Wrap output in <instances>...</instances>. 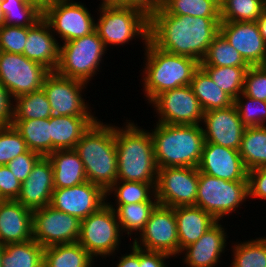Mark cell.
<instances>
[{"instance_id":"cell-1","label":"cell","mask_w":266,"mask_h":267,"mask_svg":"<svg viewBox=\"0 0 266 267\" xmlns=\"http://www.w3.org/2000/svg\"><path fill=\"white\" fill-rule=\"evenodd\" d=\"M220 23V17L166 14L160 8L149 18V40L163 51L200 63Z\"/></svg>"},{"instance_id":"cell-2","label":"cell","mask_w":266,"mask_h":267,"mask_svg":"<svg viewBox=\"0 0 266 267\" xmlns=\"http://www.w3.org/2000/svg\"><path fill=\"white\" fill-rule=\"evenodd\" d=\"M126 127L124 130L115 128L118 163L116 181L156 184L158 168L150 132L138 128L132 122Z\"/></svg>"},{"instance_id":"cell-3","label":"cell","mask_w":266,"mask_h":267,"mask_svg":"<svg viewBox=\"0 0 266 267\" xmlns=\"http://www.w3.org/2000/svg\"><path fill=\"white\" fill-rule=\"evenodd\" d=\"M74 150L82 160L86 178L107 191L117 180L118 163L115 126L95 121Z\"/></svg>"},{"instance_id":"cell-4","label":"cell","mask_w":266,"mask_h":267,"mask_svg":"<svg viewBox=\"0 0 266 267\" xmlns=\"http://www.w3.org/2000/svg\"><path fill=\"white\" fill-rule=\"evenodd\" d=\"M157 168H198L205 144L200 125L158 123L150 132Z\"/></svg>"},{"instance_id":"cell-5","label":"cell","mask_w":266,"mask_h":267,"mask_svg":"<svg viewBox=\"0 0 266 267\" xmlns=\"http://www.w3.org/2000/svg\"><path fill=\"white\" fill-rule=\"evenodd\" d=\"M145 44L147 62L143 81L149 103L164 91L190 85L200 67L197 60L163 51L150 40Z\"/></svg>"},{"instance_id":"cell-6","label":"cell","mask_w":266,"mask_h":267,"mask_svg":"<svg viewBox=\"0 0 266 267\" xmlns=\"http://www.w3.org/2000/svg\"><path fill=\"white\" fill-rule=\"evenodd\" d=\"M106 47L96 31L60 46V60L55 72L85 83L96 74Z\"/></svg>"},{"instance_id":"cell-7","label":"cell","mask_w":266,"mask_h":267,"mask_svg":"<svg viewBox=\"0 0 266 267\" xmlns=\"http://www.w3.org/2000/svg\"><path fill=\"white\" fill-rule=\"evenodd\" d=\"M100 19L95 23V31L108 44L123 45L135 36L149 40V17L138 9L131 7H100Z\"/></svg>"},{"instance_id":"cell-8","label":"cell","mask_w":266,"mask_h":267,"mask_svg":"<svg viewBox=\"0 0 266 267\" xmlns=\"http://www.w3.org/2000/svg\"><path fill=\"white\" fill-rule=\"evenodd\" d=\"M249 196L248 181H227L199 172L195 206L217 221L229 214Z\"/></svg>"},{"instance_id":"cell-9","label":"cell","mask_w":266,"mask_h":267,"mask_svg":"<svg viewBox=\"0 0 266 267\" xmlns=\"http://www.w3.org/2000/svg\"><path fill=\"white\" fill-rule=\"evenodd\" d=\"M120 226L107 203L81 221L78 243L92 256L113 254L120 244Z\"/></svg>"},{"instance_id":"cell-10","label":"cell","mask_w":266,"mask_h":267,"mask_svg":"<svg viewBox=\"0 0 266 267\" xmlns=\"http://www.w3.org/2000/svg\"><path fill=\"white\" fill-rule=\"evenodd\" d=\"M199 170L193 167L158 168L156 199L167 207L195 205Z\"/></svg>"},{"instance_id":"cell-11","label":"cell","mask_w":266,"mask_h":267,"mask_svg":"<svg viewBox=\"0 0 266 267\" xmlns=\"http://www.w3.org/2000/svg\"><path fill=\"white\" fill-rule=\"evenodd\" d=\"M50 71L23 54L0 51V82L12 98L40 90Z\"/></svg>"},{"instance_id":"cell-12","label":"cell","mask_w":266,"mask_h":267,"mask_svg":"<svg viewBox=\"0 0 266 267\" xmlns=\"http://www.w3.org/2000/svg\"><path fill=\"white\" fill-rule=\"evenodd\" d=\"M70 0H53L42 9V17L65 42L91 34L95 22L84 5Z\"/></svg>"},{"instance_id":"cell-13","label":"cell","mask_w":266,"mask_h":267,"mask_svg":"<svg viewBox=\"0 0 266 267\" xmlns=\"http://www.w3.org/2000/svg\"><path fill=\"white\" fill-rule=\"evenodd\" d=\"M81 221L48 205L33 211V239L46 248L78 242Z\"/></svg>"},{"instance_id":"cell-14","label":"cell","mask_w":266,"mask_h":267,"mask_svg":"<svg viewBox=\"0 0 266 267\" xmlns=\"http://www.w3.org/2000/svg\"><path fill=\"white\" fill-rule=\"evenodd\" d=\"M151 103L159 114L158 123L199 125L204 111L190 85L159 94Z\"/></svg>"},{"instance_id":"cell-15","label":"cell","mask_w":266,"mask_h":267,"mask_svg":"<svg viewBox=\"0 0 266 267\" xmlns=\"http://www.w3.org/2000/svg\"><path fill=\"white\" fill-rule=\"evenodd\" d=\"M140 235L142 245L136 238L133 242L140 249L162 252L171 257L179 253L177 221L172 207L158 204Z\"/></svg>"},{"instance_id":"cell-16","label":"cell","mask_w":266,"mask_h":267,"mask_svg":"<svg viewBox=\"0 0 266 267\" xmlns=\"http://www.w3.org/2000/svg\"><path fill=\"white\" fill-rule=\"evenodd\" d=\"M85 82L50 72L44 79L45 91L52 114L55 116H93L80 92Z\"/></svg>"},{"instance_id":"cell-17","label":"cell","mask_w":266,"mask_h":267,"mask_svg":"<svg viewBox=\"0 0 266 267\" xmlns=\"http://www.w3.org/2000/svg\"><path fill=\"white\" fill-rule=\"evenodd\" d=\"M106 191L90 181L66 188H54L50 206L80 221L106 204Z\"/></svg>"},{"instance_id":"cell-18","label":"cell","mask_w":266,"mask_h":267,"mask_svg":"<svg viewBox=\"0 0 266 267\" xmlns=\"http://www.w3.org/2000/svg\"><path fill=\"white\" fill-rule=\"evenodd\" d=\"M219 32L250 66L266 65V43L257 22L221 21Z\"/></svg>"},{"instance_id":"cell-19","label":"cell","mask_w":266,"mask_h":267,"mask_svg":"<svg viewBox=\"0 0 266 267\" xmlns=\"http://www.w3.org/2000/svg\"><path fill=\"white\" fill-rule=\"evenodd\" d=\"M202 121L206 124V129L202 128L205 143L239 150L246 126L234 104L225 109L204 112Z\"/></svg>"},{"instance_id":"cell-20","label":"cell","mask_w":266,"mask_h":267,"mask_svg":"<svg viewBox=\"0 0 266 267\" xmlns=\"http://www.w3.org/2000/svg\"><path fill=\"white\" fill-rule=\"evenodd\" d=\"M198 170L227 181H248V170L239 150L214 143L204 144Z\"/></svg>"},{"instance_id":"cell-21","label":"cell","mask_w":266,"mask_h":267,"mask_svg":"<svg viewBox=\"0 0 266 267\" xmlns=\"http://www.w3.org/2000/svg\"><path fill=\"white\" fill-rule=\"evenodd\" d=\"M54 190L52 163L48 157H41L21 184L17 201L34 211L50 205Z\"/></svg>"},{"instance_id":"cell-22","label":"cell","mask_w":266,"mask_h":267,"mask_svg":"<svg viewBox=\"0 0 266 267\" xmlns=\"http://www.w3.org/2000/svg\"><path fill=\"white\" fill-rule=\"evenodd\" d=\"M33 211L17 200L0 202V244L22 243L33 239Z\"/></svg>"},{"instance_id":"cell-23","label":"cell","mask_w":266,"mask_h":267,"mask_svg":"<svg viewBox=\"0 0 266 267\" xmlns=\"http://www.w3.org/2000/svg\"><path fill=\"white\" fill-rule=\"evenodd\" d=\"M50 32L51 28L43 17L28 27L23 55L55 72L60 60V45Z\"/></svg>"},{"instance_id":"cell-24","label":"cell","mask_w":266,"mask_h":267,"mask_svg":"<svg viewBox=\"0 0 266 267\" xmlns=\"http://www.w3.org/2000/svg\"><path fill=\"white\" fill-rule=\"evenodd\" d=\"M217 221L195 243L183 249L189 267H214L226 247L225 230Z\"/></svg>"},{"instance_id":"cell-25","label":"cell","mask_w":266,"mask_h":267,"mask_svg":"<svg viewBox=\"0 0 266 267\" xmlns=\"http://www.w3.org/2000/svg\"><path fill=\"white\" fill-rule=\"evenodd\" d=\"M177 221L179 253L195 243L217 220L202 208L189 205L174 207Z\"/></svg>"},{"instance_id":"cell-26","label":"cell","mask_w":266,"mask_h":267,"mask_svg":"<svg viewBox=\"0 0 266 267\" xmlns=\"http://www.w3.org/2000/svg\"><path fill=\"white\" fill-rule=\"evenodd\" d=\"M98 119L94 116L50 117L51 153L56 150L74 149L82 135Z\"/></svg>"},{"instance_id":"cell-27","label":"cell","mask_w":266,"mask_h":267,"mask_svg":"<svg viewBox=\"0 0 266 267\" xmlns=\"http://www.w3.org/2000/svg\"><path fill=\"white\" fill-rule=\"evenodd\" d=\"M54 188H66L88 181L82 160L74 149L56 150L49 154Z\"/></svg>"},{"instance_id":"cell-28","label":"cell","mask_w":266,"mask_h":267,"mask_svg":"<svg viewBox=\"0 0 266 267\" xmlns=\"http://www.w3.org/2000/svg\"><path fill=\"white\" fill-rule=\"evenodd\" d=\"M190 86L204 112L225 109L234 103V100L222 91L201 67L194 72Z\"/></svg>"},{"instance_id":"cell-29","label":"cell","mask_w":266,"mask_h":267,"mask_svg":"<svg viewBox=\"0 0 266 267\" xmlns=\"http://www.w3.org/2000/svg\"><path fill=\"white\" fill-rule=\"evenodd\" d=\"M94 258L78 243L44 248L43 267H92Z\"/></svg>"},{"instance_id":"cell-30","label":"cell","mask_w":266,"mask_h":267,"mask_svg":"<svg viewBox=\"0 0 266 267\" xmlns=\"http://www.w3.org/2000/svg\"><path fill=\"white\" fill-rule=\"evenodd\" d=\"M12 125L25 140L29 150L47 157L51 154L50 118L12 120Z\"/></svg>"},{"instance_id":"cell-31","label":"cell","mask_w":266,"mask_h":267,"mask_svg":"<svg viewBox=\"0 0 266 267\" xmlns=\"http://www.w3.org/2000/svg\"><path fill=\"white\" fill-rule=\"evenodd\" d=\"M239 153L248 171L266 166V125L245 128Z\"/></svg>"},{"instance_id":"cell-32","label":"cell","mask_w":266,"mask_h":267,"mask_svg":"<svg viewBox=\"0 0 266 267\" xmlns=\"http://www.w3.org/2000/svg\"><path fill=\"white\" fill-rule=\"evenodd\" d=\"M44 247L34 239L4 245L2 267H43Z\"/></svg>"},{"instance_id":"cell-33","label":"cell","mask_w":266,"mask_h":267,"mask_svg":"<svg viewBox=\"0 0 266 267\" xmlns=\"http://www.w3.org/2000/svg\"><path fill=\"white\" fill-rule=\"evenodd\" d=\"M153 196L155 198L154 202L146 201L130 204H117L118 206L116 209L113 208V205L107 202V204L115 211L119 226L121 227L120 231L126 230L128 235H131L130 232L134 230L141 232L144 229L151 213L159 204L156 195L154 194Z\"/></svg>"},{"instance_id":"cell-34","label":"cell","mask_w":266,"mask_h":267,"mask_svg":"<svg viewBox=\"0 0 266 267\" xmlns=\"http://www.w3.org/2000/svg\"><path fill=\"white\" fill-rule=\"evenodd\" d=\"M14 101L13 120L47 119L53 115L43 88L17 96Z\"/></svg>"},{"instance_id":"cell-35","label":"cell","mask_w":266,"mask_h":267,"mask_svg":"<svg viewBox=\"0 0 266 267\" xmlns=\"http://www.w3.org/2000/svg\"><path fill=\"white\" fill-rule=\"evenodd\" d=\"M200 66L250 67L241 54L219 32L208 47Z\"/></svg>"},{"instance_id":"cell-36","label":"cell","mask_w":266,"mask_h":267,"mask_svg":"<svg viewBox=\"0 0 266 267\" xmlns=\"http://www.w3.org/2000/svg\"><path fill=\"white\" fill-rule=\"evenodd\" d=\"M212 81L235 100L243 93L245 75L249 67L235 66H200Z\"/></svg>"},{"instance_id":"cell-37","label":"cell","mask_w":266,"mask_h":267,"mask_svg":"<svg viewBox=\"0 0 266 267\" xmlns=\"http://www.w3.org/2000/svg\"><path fill=\"white\" fill-rule=\"evenodd\" d=\"M1 8L5 15L4 25L32 27L42 18V8L29 0H1Z\"/></svg>"},{"instance_id":"cell-38","label":"cell","mask_w":266,"mask_h":267,"mask_svg":"<svg viewBox=\"0 0 266 267\" xmlns=\"http://www.w3.org/2000/svg\"><path fill=\"white\" fill-rule=\"evenodd\" d=\"M265 11V0H223L220 20L227 22H256Z\"/></svg>"},{"instance_id":"cell-39","label":"cell","mask_w":266,"mask_h":267,"mask_svg":"<svg viewBox=\"0 0 266 267\" xmlns=\"http://www.w3.org/2000/svg\"><path fill=\"white\" fill-rule=\"evenodd\" d=\"M166 14L220 17V5L214 0H162Z\"/></svg>"},{"instance_id":"cell-40","label":"cell","mask_w":266,"mask_h":267,"mask_svg":"<svg viewBox=\"0 0 266 267\" xmlns=\"http://www.w3.org/2000/svg\"><path fill=\"white\" fill-rule=\"evenodd\" d=\"M233 251L232 267H266V238L239 243Z\"/></svg>"},{"instance_id":"cell-41","label":"cell","mask_w":266,"mask_h":267,"mask_svg":"<svg viewBox=\"0 0 266 267\" xmlns=\"http://www.w3.org/2000/svg\"><path fill=\"white\" fill-rule=\"evenodd\" d=\"M119 182L116 181L106 191V195L108 196L109 194H111V191L112 192L113 190L115 191L114 193L115 196L117 197L116 199L117 204H130V203L153 201L151 200V196L149 194L151 192L155 194L156 184L134 182V181H119Z\"/></svg>"},{"instance_id":"cell-42","label":"cell","mask_w":266,"mask_h":267,"mask_svg":"<svg viewBox=\"0 0 266 267\" xmlns=\"http://www.w3.org/2000/svg\"><path fill=\"white\" fill-rule=\"evenodd\" d=\"M28 150L25 140L13 125L0 126V165L8 164Z\"/></svg>"},{"instance_id":"cell-43","label":"cell","mask_w":266,"mask_h":267,"mask_svg":"<svg viewBox=\"0 0 266 267\" xmlns=\"http://www.w3.org/2000/svg\"><path fill=\"white\" fill-rule=\"evenodd\" d=\"M242 97L247 101H241L240 95L234 100L239 117L246 127L265 126L266 121V101L257 100L251 97ZM261 107V108H260ZM258 108V109H257ZM261 109V110H260Z\"/></svg>"},{"instance_id":"cell-44","label":"cell","mask_w":266,"mask_h":267,"mask_svg":"<svg viewBox=\"0 0 266 267\" xmlns=\"http://www.w3.org/2000/svg\"><path fill=\"white\" fill-rule=\"evenodd\" d=\"M28 27L3 25L0 27V51L23 54Z\"/></svg>"},{"instance_id":"cell-45","label":"cell","mask_w":266,"mask_h":267,"mask_svg":"<svg viewBox=\"0 0 266 267\" xmlns=\"http://www.w3.org/2000/svg\"><path fill=\"white\" fill-rule=\"evenodd\" d=\"M243 94L266 101V65L250 66L245 75Z\"/></svg>"},{"instance_id":"cell-46","label":"cell","mask_w":266,"mask_h":267,"mask_svg":"<svg viewBox=\"0 0 266 267\" xmlns=\"http://www.w3.org/2000/svg\"><path fill=\"white\" fill-rule=\"evenodd\" d=\"M41 157L40 154L28 150L25 153L19 154L6 165L10 171H12L16 179L23 183L32 171L33 166Z\"/></svg>"},{"instance_id":"cell-47","label":"cell","mask_w":266,"mask_h":267,"mask_svg":"<svg viewBox=\"0 0 266 267\" xmlns=\"http://www.w3.org/2000/svg\"><path fill=\"white\" fill-rule=\"evenodd\" d=\"M21 184L7 165H0V195L3 200H17Z\"/></svg>"},{"instance_id":"cell-48","label":"cell","mask_w":266,"mask_h":267,"mask_svg":"<svg viewBox=\"0 0 266 267\" xmlns=\"http://www.w3.org/2000/svg\"><path fill=\"white\" fill-rule=\"evenodd\" d=\"M249 197L266 199V166L248 171Z\"/></svg>"},{"instance_id":"cell-49","label":"cell","mask_w":266,"mask_h":267,"mask_svg":"<svg viewBox=\"0 0 266 267\" xmlns=\"http://www.w3.org/2000/svg\"><path fill=\"white\" fill-rule=\"evenodd\" d=\"M11 94L0 82V126L12 125L13 103L11 104Z\"/></svg>"},{"instance_id":"cell-50","label":"cell","mask_w":266,"mask_h":267,"mask_svg":"<svg viewBox=\"0 0 266 267\" xmlns=\"http://www.w3.org/2000/svg\"><path fill=\"white\" fill-rule=\"evenodd\" d=\"M161 5L162 0H121V7L138 9L149 18L161 8Z\"/></svg>"},{"instance_id":"cell-51","label":"cell","mask_w":266,"mask_h":267,"mask_svg":"<svg viewBox=\"0 0 266 267\" xmlns=\"http://www.w3.org/2000/svg\"><path fill=\"white\" fill-rule=\"evenodd\" d=\"M169 257L170 255L162 252L140 249V267H166L164 259Z\"/></svg>"},{"instance_id":"cell-52","label":"cell","mask_w":266,"mask_h":267,"mask_svg":"<svg viewBox=\"0 0 266 267\" xmlns=\"http://www.w3.org/2000/svg\"><path fill=\"white\" fill-rule=\"evenodd\" d=\"M117 267H140V248L133 244L132 253L122 256Z\"/></svg>"},{"instance_id":"cell-53","label":"cell","mask_w":266,"mask_h":267,"mask_svg":"<svg viewBox=\"0 0 266 267\" xmlns=\"http://www.w3.org/2000/svg\"><path fill=\"white\" fill-rule=\"evenodd\" d=\"M258 23L261 36L266 43V10L261 14V16L256 21Z\"/></svg>"},{"instance_id":"cell-54","label":"cell","mask_w":266,"mask_h":267,"mask_svg":"<svg viewBox=\"0 0 266 267\" xmlns=\"http://www.w3.org/2000/svg\"><path fill=\"white\" fill-rule=\"evenodd\" d=\"M101 7L121 6V0H103Z\"/></svg>"},{"instance_id":"cell-55","label":"cell","mask_w":266,"mask_h":267,"mask_svg":"<svg viewBox=\"0 0 266 267\" xmlns=\"http://www.w3.org/2000/svg\"><path fill=\"white\" fill-rule=\"evenodd\" d=\"M29 1L36 3L39 7L43 9L46 5L51 3L53 0H29Z\"/></svg>"},{"instance_id":"cell-56","label":"cell","mask_w":266,"mask_h":267,"mask_svg":"<svg viewBox=\"0 0 266 267\" xmlns=\"http://www.w3.org/2000/svg\"><path fill=\"white\" fill-rule=\"evenodd\" d=\"M4 21H5V15L2 11L1 0H0V27L4 25Z\"/></svg>"},{"instance_id":"cell-57","label":"cell","mask_w":266,"mask_h":267,"mask_svg":"<svg viewBox=\"0 0 266 267\" xmlns=\"http://www.w3.org/2000/svg\"><path fill=\"white\" fill-rule=\"evenodd\" d=\"M3 249L4 245L0 244V267H2Z\"/></svg>"},{"instance_id":"cell-58","label":"cell","mask_w":266,"mask_h":267,"mask_svg":"<svg viewBox=\"0 0 266 267\" xmlns=\"http://www.w3.org/2000/svg\"><path fill=\"white\" fill-rule=\"evenodd\" d=\"M214 1H216L220 5L223 0H214Z\"/></svg>"}]
</instances>
